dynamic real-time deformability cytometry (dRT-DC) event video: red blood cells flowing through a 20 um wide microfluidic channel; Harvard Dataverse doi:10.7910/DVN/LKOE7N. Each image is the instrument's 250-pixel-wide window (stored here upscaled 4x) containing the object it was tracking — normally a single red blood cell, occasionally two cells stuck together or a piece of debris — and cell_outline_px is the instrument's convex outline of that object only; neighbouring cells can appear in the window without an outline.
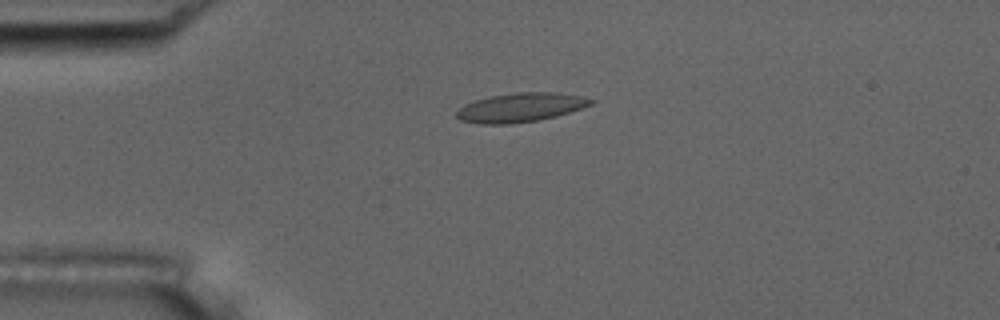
{"species": "common noctule bat (a hibernating species)", "species_latin": "Nyctalus noctula", "temperature_condition": "room temperature", "stored_images_in_passage": 44, "camera_frame_rate_fps": 3000, "um_per_image_px": 0.085, "animal": {"sex": "male", "body_mass_g": 17.5, "forearm_length_mm": 52.3}, "frame": {"image": 1, "passage_image": 3, "time_ms": 0.667, "image_size_px": [1000, 320], "cell_outline_px": [[596, 100], [592, 104], [556, 116], [540, 120], [508, 124], [480, 124], [460, 120], [456, 116], [456, 112], [464, 104], [476, 100], [492, 96], [516, 92], [556, 92], [580, 96]], "centroid_in_image_um": [44.23, 9.14], "position_along_channel_um": 40.8, "area_um2": 22.6}}
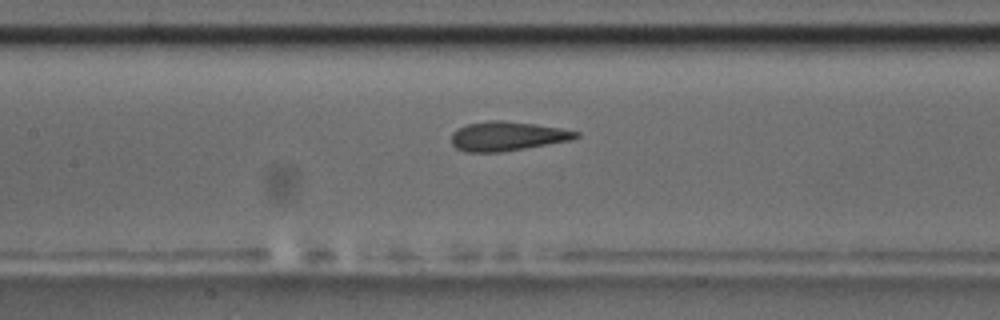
{"frame": {"image": 2, "passage_image": 15, "time_ms": 4.667, "image_size_px": [1000, 320], "cell_outline_px": [[580, 136], [568, 140], [524, 148], [500, 152], [464, 152], [456, 148], [452, 144], [452, 132], [456, 128], [468, 124], [492, 120], [504, 120], [536, 124], [560, 128], [580, 132]], "centroid_in_image_um": [43.07, 11.57], "position_along_channel_um": 164.3, "area_um2": 21.1}}
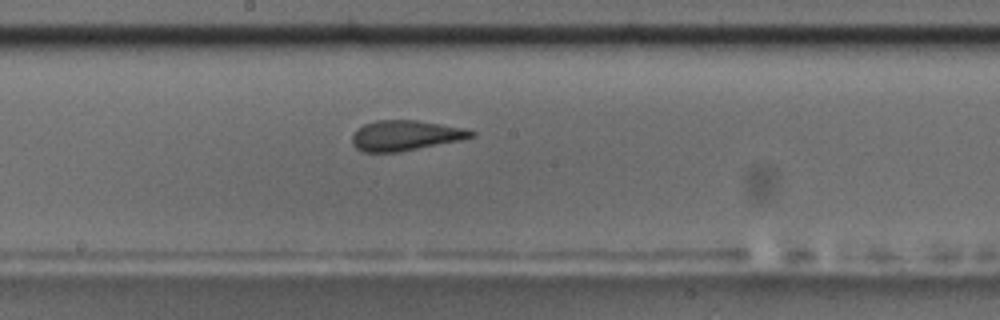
{"frame": {"image": 3, "passage_image": 19, "time_ms": 6.0, "image_size_px": [1000, 320], "cell_outline_px": [[476, 136], [464, 140], [400, 152], [364, 152], [356, 148], [352, 144], [352, 136], [356, 128], [364, 124], [376, 120], [416, 120], [464, 128], [476, 132]], "centroid_in_image_um": [34.47, 11.52], "position_along_channel_um": 213.7, "area_um2": 21.27}, "authors_computed_cell_mechanics": {"area_um2": 21.3282, "velocity_mm_per_s": 3.7383, "shape_relaxation_time_tau1_ms": 4.8841, "shape_relaxation_time_tau2_ms": 1.6037, "deformation_change_tau1": 0.1657, "deformation_change_tau2": 0.0777}}